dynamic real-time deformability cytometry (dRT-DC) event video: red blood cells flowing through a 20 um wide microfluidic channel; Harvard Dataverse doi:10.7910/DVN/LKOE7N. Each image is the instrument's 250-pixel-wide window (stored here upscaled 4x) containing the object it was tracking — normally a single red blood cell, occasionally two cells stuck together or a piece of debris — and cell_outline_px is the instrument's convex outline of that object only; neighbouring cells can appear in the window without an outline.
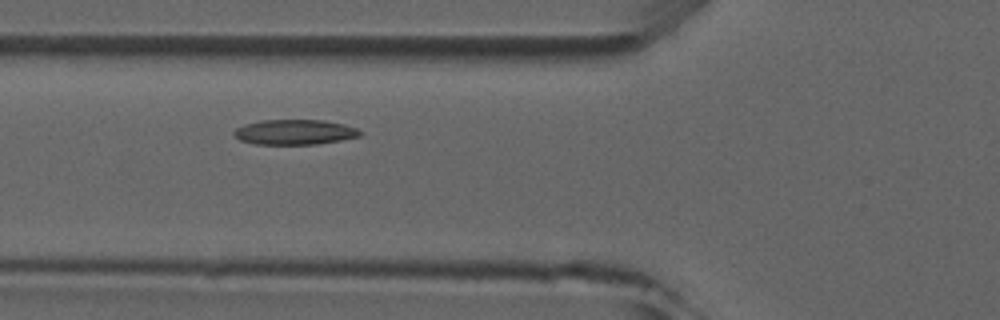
{"species": "common noctule bat (a hibernating species)", "species_latin": "Nyctalus noctula", "temperature_condition": "room temperature", "stored_images_in_passage": 7, "camera_frame_rate_fps": 3000, "um_per_image_px": 0.085, "animal": {"sex": "male", "forearm_length_mm": 52.5}, "frame": {"image": 1, "passage_image": 4, "time_ms": 3.333, "image_size_px": [1000, 320], "cell_outline_px": [[364, 132], [360, 136], [340, 140], [316, 144], [256, 144], [240, 140], [232, 132], [236, 128], [244, 124], [260, 120], [324, 120], [344, 124], [356, 128]], "centroid_in_image_um": [25.05, 11.22], "position_along_channel_um": 100.7, "area_um2": 18.44}}
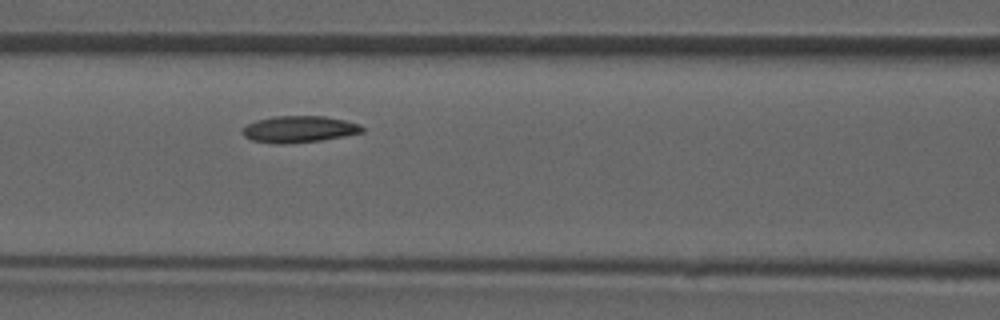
{"frame": {"image": 2, "passage_image": 5, "time_ms": 4.333, "image_size_px": [1000, 320], "cell_outline_px": [[364, 132], [344, 136], [320, 140], [284, 144], [276, 144], [252, 140], [244, 136], [240, 132], [248, 124], [256, 120], [276, 116], [324, 116], [344, 120], [360, 124], [364, 128]], "centroid_in_image_um": [25.42, 10.98], "position_along_channel_um": 141.2, "area_um2": 18.5}}